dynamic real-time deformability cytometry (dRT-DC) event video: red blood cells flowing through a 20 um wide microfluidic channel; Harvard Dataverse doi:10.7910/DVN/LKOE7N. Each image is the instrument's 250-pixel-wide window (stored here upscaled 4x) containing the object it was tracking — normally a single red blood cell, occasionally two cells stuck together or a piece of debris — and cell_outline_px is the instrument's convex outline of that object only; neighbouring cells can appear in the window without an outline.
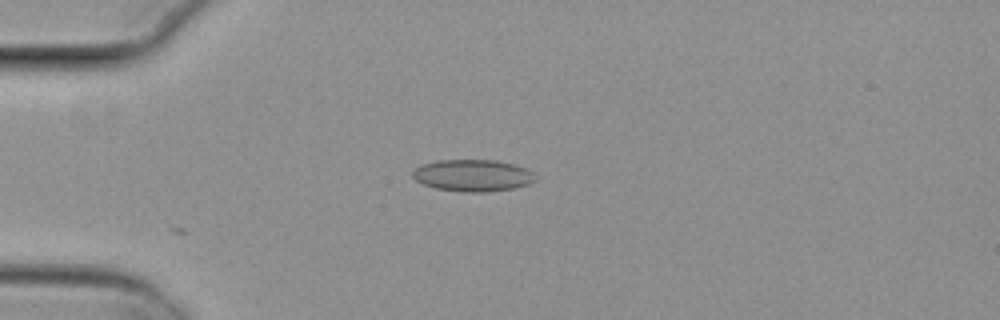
{"species": "common noctule bat (a hibernating species)", "species_latin": "Nyctalus noctula", "temperature_condition": "cold", "stored_images_in_passage": 11, "camera_frame_rate_fps": 3000, "um_per_image_px": 0.085, "animal": {"sex": "female", "body_mass_g": 29.2, "forearm_length_mm": 56.3}, "frame": {"image": 1, "passage_image": 1, "time_ms": 0.0, "image_size_px": [1000, 320], "cell_outline_px": [[536, 180], [528, 184], [512, 188], [484, 192], [464, 192], [436, 188], [424, 184], [416, 180], [412, 176], [412, 172], [420, 164], [436, 160], [496, 160], [528, 168], [536, 176]], "centroid_in_image_um": [40.18, 14.9], "position_along_channel_um": 44.8, "area_um2": 22.77}}
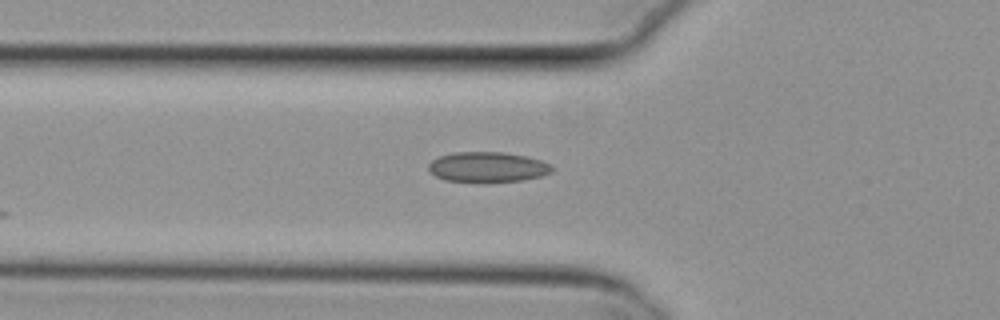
{"frame": {"image": 2, "passage_image": 6, "time_ms": 1.667, "image_size_px": [1000, 320], "cell_outline_px": [[552, 172], [540, 176], [524, 180], [488, 184], [480, 184], [444, 180], [436, 176], [428, 168], [428, 164], [432, 160], [440, 156], [452, 152], [504, 152], [524, 156], [540, 160], [548, 164], [552, 168]], "centroid_in_image_um": [41.41, 14.24], "position_along_channel_um": 84.4, "area_um2": 22.25}}
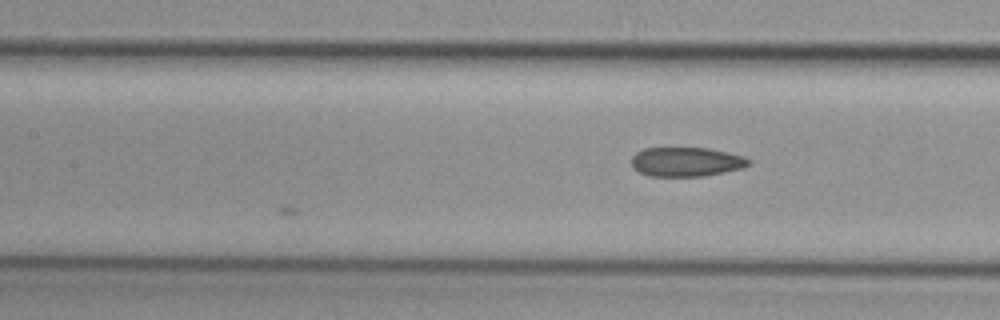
{"frame": {"image": 3, "passage_image": 11, "time_ms": 3.333, "image_size_px": [1000, 320], "cell_outline_px": [[752, 164], [744, 168], [704, 176], [648, 176], [640, 172], [632, 164], [632, 156], [636, 152], [644, 148], [708, 148], [744, 156], [752, 160]], "centroid_in_image_um": [58.38, 13.75], "position_along_channel_um": 149.0, "area_um2": 20.06}}